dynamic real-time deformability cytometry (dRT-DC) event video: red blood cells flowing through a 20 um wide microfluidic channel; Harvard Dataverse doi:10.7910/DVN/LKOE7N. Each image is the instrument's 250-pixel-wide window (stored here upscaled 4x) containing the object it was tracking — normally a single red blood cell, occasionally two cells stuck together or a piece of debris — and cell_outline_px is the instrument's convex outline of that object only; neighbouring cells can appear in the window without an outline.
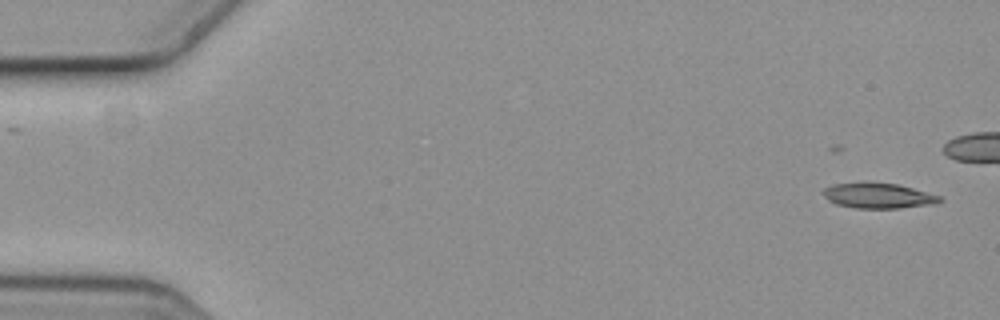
{"species": "common noctule bat (a hibernating species)", "species_latin": "Nyctalus noctula", "temperature_condition": "cold", "stored_images_in_passage": 7, "camera_frame_rate_fps": 3000, "um_per_image_px": 0.085, "animal": {"sex": "female", "body_mass_g": 19.3, "forearm_length_mm": 54.1}, "frame": {"image": 1, "passage_image": 2, "time_ms": 0.333, "image_size_px": [1000, 320], "cell_outline_px": [[944, 200], [936, 204], [900, 208], [856, 208], [836, 204], [828, 200], [820, 192], [824, 188], [832, 184], [896, 184], [912, 188], [940, 196]], "centroid_in_image_um": [74.66, 16.66], "position_along_channel_um": 10.3, "area_um2": 16.76}}